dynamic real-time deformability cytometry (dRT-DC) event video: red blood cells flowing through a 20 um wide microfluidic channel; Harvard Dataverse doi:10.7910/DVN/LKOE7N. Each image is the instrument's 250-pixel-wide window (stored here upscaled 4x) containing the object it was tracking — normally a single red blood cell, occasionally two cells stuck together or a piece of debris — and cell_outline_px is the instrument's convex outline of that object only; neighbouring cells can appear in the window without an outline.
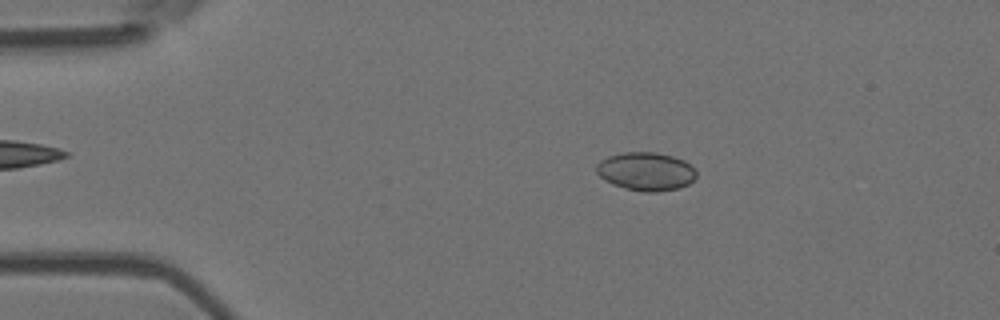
{"species": "Egyptian fruit bat (a non-hibernating species)", "species_latin": "Rousettus aegyptiacus", "temperature_condition": "room temperature", "stored_images_in_passage": 53, "camera_frame_rate_fps": 3000, "um_per_image_px": 0.085, "animal": {"sex": "female"}, "frame": {"image": 1, "passage_image": 10, "time_ms": 3.0, "image_size_px": [1000, 320], "cell_outline_px": [[696, 176], [688, 184], [680, 188], [656, 192], [644, 192], [624, 188], [612, 184], [604, 180], [596, 172], [596, 164], [600, 160], [608, 156], [624, 152], [656, 152], [672, 156], [684, 160], [696, 168]], "centroid_in_image_um": [54.9, 14.57], "position_along_channel_um": 30.1, "area_um2": 22.54}}
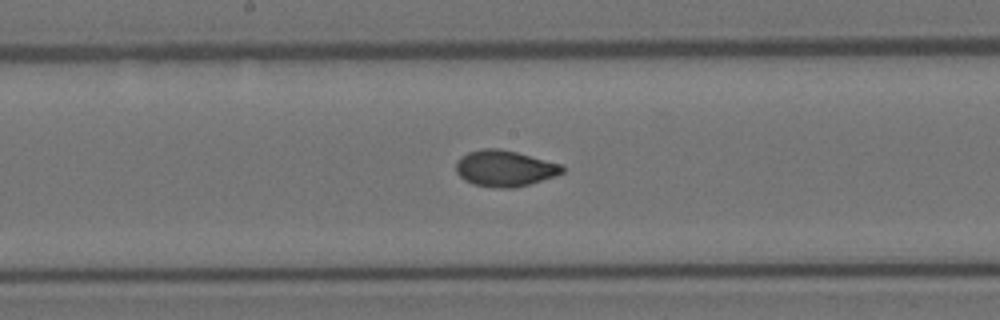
{"frame": {"image": 2, "passage_image": 28, "time_ms": 9.0, "image_size_px": [1000, 320], "cell_outline_px": [[564, 172], [556, 176], [528, 184], [512, 188], [500, 188], [472, 184], [464, 180], [456, 172], [456, 160], [460, 156], [468, 152], [484, 148], [496, 148], [516, 152], [564, 164]], "centroid_in_image_um": [42.9, 14.31], "position_along_channel_um": 205.3, "area_um2": 22.48}}
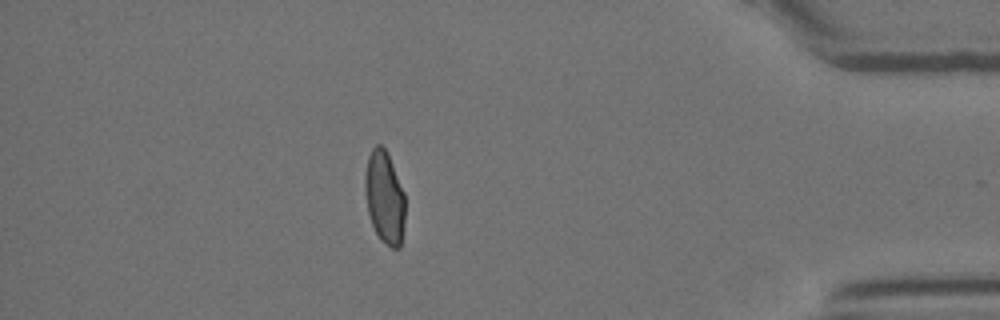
{"frame": {"image": 3, "passage_image": 47, "time_ms": 15.333, "image_size_px": [1000, 320], "cell_outline_px": [[404, 224], [400, 248], [392, 248], [380, 240], [372, 224], [368, 212], [364, 188], [364, 176], [368, 156], [372, 148], [376, 144], [380, 144], [384, 148], [392, 164], [404, 192]], "centroid_in_image_um": [32.67, 16.78], "position_along_channel_um": 402.5, "area_um2": 21.56}, "authors_computed_cell_mechanics": {"area_um2": 22.0218, "velocity_mm_per_s": 3.7858, "shape_relaxation_time_tau1_ms": null, "shape_relaxation_time_tau2_ms": 0.803, "deformation_change_tau1": null, "deformation_change_tau2": 0.0498}}